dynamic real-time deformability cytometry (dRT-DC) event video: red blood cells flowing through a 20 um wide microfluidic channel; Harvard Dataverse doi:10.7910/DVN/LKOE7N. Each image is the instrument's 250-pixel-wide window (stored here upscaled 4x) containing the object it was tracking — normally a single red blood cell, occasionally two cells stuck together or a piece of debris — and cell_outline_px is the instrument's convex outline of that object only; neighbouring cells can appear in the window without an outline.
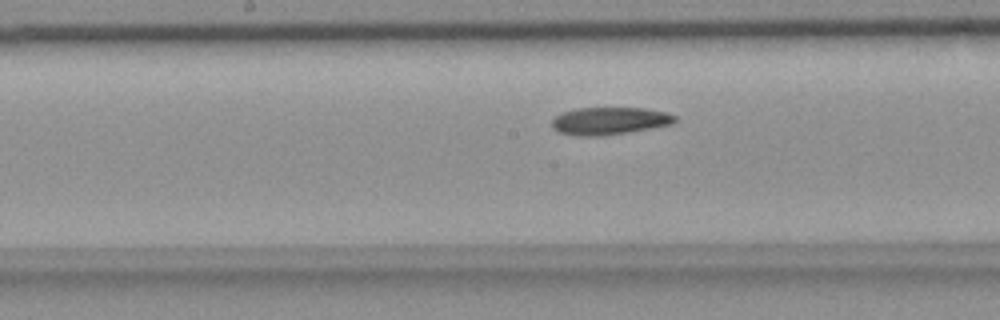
{"species": "common noctule bat (a hibernating species)", "species_latin": "Nyctalus noctula", "temperature_condition": "room temperature", "stored_images_in_passage": 38, "camera_frame_rate_fps": 3000, "um_per_image_px": 0.085, "animal": {"sex": "female", "body_mass_g": 18.4}, "frame": {"image": 1, "passage_image": 13, "time_ms": 4.0, "image_size_px": [1000, 320], "cell_outline_px": [[676, 120], [672, 124], [628, 132], [604, 136], [580, 136], [560, 132], [552, 128], [552, 120], [560, 112], [576, 108], [644, 108], [668, 112], [676, 116]], "centroid_in_image_um": [51.8, 10.27], "position_along_channel_um": 196.4, "area_um2": 19.77}}
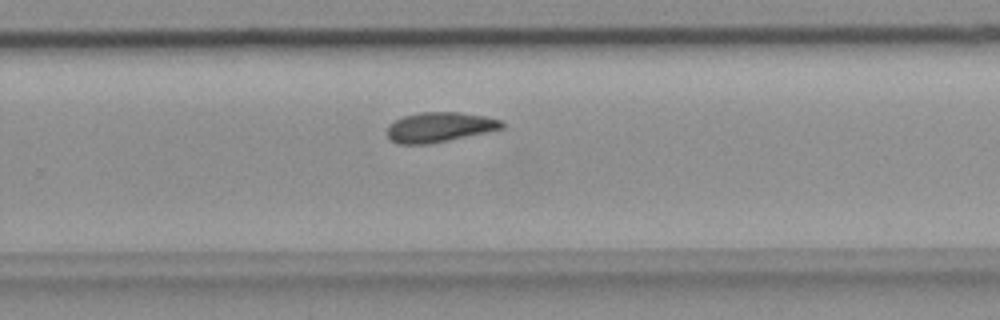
{"frame": {"image": 2, "passage_image": 21, "time_ms": 6.667, "image_size_px": [1000, 320], "cell_outline_px": [[504, 128], [448, 140], [428, 144], [396, 144], [388, 136], [388, 128], [396, 120], [404, 116], [420, 112], [460, 112], [484, 116], [504, 120]], "centroid_in_image_um": [37.39, 10.8], "position_along_channel_um": 292.4, "area_um2": 19.77}}
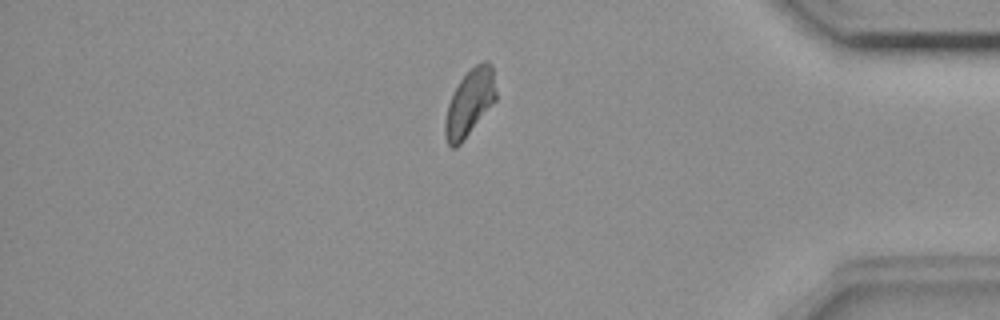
{"frame": {"image": 3, "passage_image": 32, "time_ms": 10.333, "image_size_px": [1000, 320], "cell_outline_px": [[496, 100], [460, 144], [456, 148], [452, 148], [448, 144], [444, 136], [444, 120], [448, 104], [460, 80], [476, 64], [484, 60], [488, 60], [492, 64], [496, 92]], "centroid_in_image_um": [39.92, 8.73], "position_along_channel_um": 395.3, "area_um2": 19.59}}